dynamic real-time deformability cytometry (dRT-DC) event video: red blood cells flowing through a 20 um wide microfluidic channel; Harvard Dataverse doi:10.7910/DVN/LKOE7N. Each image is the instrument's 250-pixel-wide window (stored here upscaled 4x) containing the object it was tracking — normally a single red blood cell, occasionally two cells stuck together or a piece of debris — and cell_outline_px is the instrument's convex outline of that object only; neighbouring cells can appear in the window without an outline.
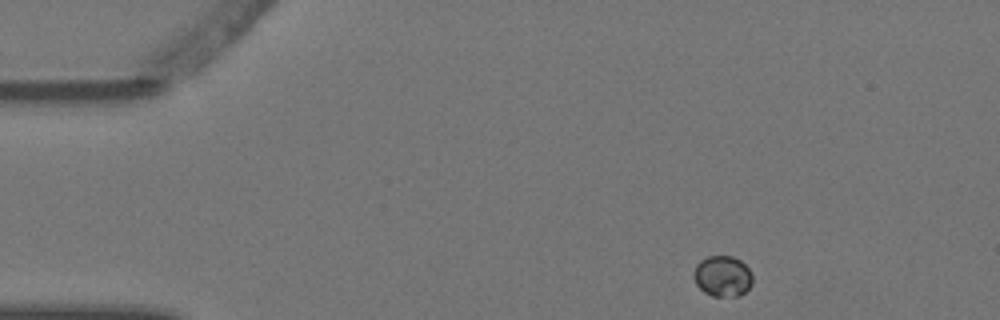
{"species": "Egyptian fruit bat (a non-hibernating species)", "species_latin": "Rousettus aegyptiacus", "temperature_condition": "warm", "stored_images_in_passage": 4, "camera_frame_rate_fps": 3000, "um_per_image_px": 0.085, "animal": {"sex": "female"}, "frame": {"image": 1, "passage_image": 1, "time_ms": 0.0, "image_size_px": [1000, 320], "cell_outline_px": [[752, 284], [740, 296], [712, 296], [704, 292], [696, 284], [692, 276], [692, 272], [696, 264], [700, 260], [708, 256], [732, 256], [740, 260], [748, 268], [752, 276]], "centroid_in_image_um": [61.39, 23.47], "position_along_channel_um": 23.6, "area_um2": 14.1}}
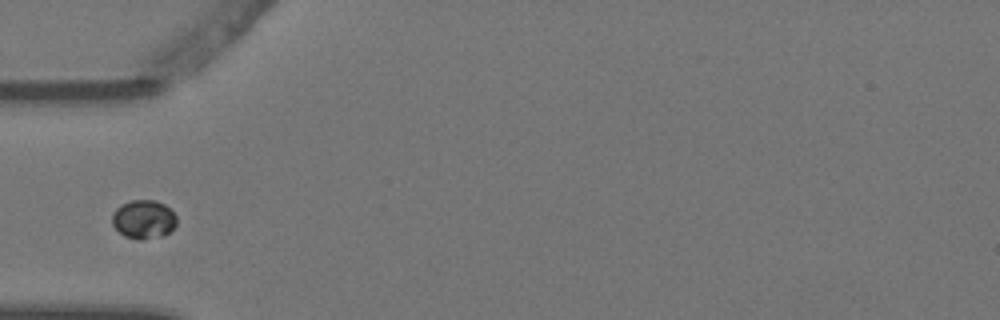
{"frame": {"image": 2, "passage_image": 4, "time_ms": 1.0, "image_size_px": [1000, 320], "cell_outline_px": [[176, 224], [164, 236], [140, 240], [124, 236], [112, 224], [112, 212], [116, 208], [132, 200], [156, 200], [164, 204], [176, 216]], "centroid_in_image_um": [12.2, 18.65], "position_along_channel_um": 72.8, "area_um2": 14.45}}